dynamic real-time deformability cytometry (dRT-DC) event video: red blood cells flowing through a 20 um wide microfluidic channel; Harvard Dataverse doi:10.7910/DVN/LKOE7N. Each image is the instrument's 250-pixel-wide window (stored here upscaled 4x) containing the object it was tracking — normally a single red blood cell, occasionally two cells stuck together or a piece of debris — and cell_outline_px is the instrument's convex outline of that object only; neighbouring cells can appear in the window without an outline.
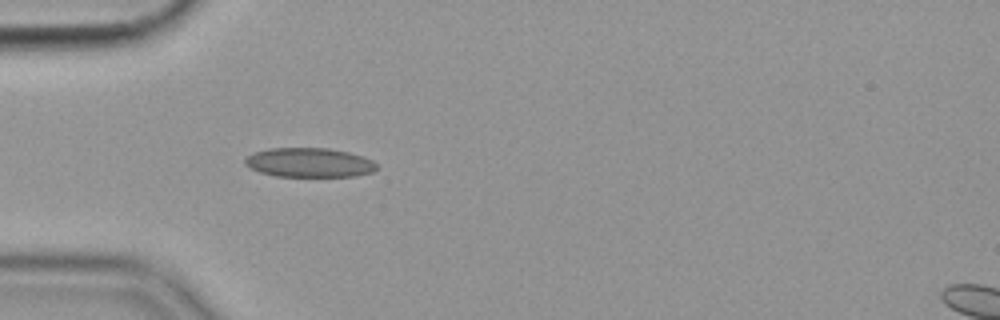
{"species": "common noctule bat (a hibernating species)", "species_latin": "Nyctalus noctula", "temperature_condition": "cold", "stored_images_in_passage": 40, "camera_frame_rate_fps": 3000, "um_per_image_px": 0.085, "animal": {"sex": "female", "body_mass_g": 19.9}, "frame": {"image": 1, "passage_image": 1, "time_ms": 0.0, "image_size_px": [1000, 320], "cell_outline_px": [[376, 168], [372, 172], [356, 176], [276, 176], [260, 172], [244, 164], [244, 160], [248, 156], [256, 152], [268, 148], [328, 148], [348, 152], [364, 156], [372, 160], [376, 164]], "centroid_in_image_um": [26.3, 13.81], "position_along_channel_um": 58.7, "area_um2": 22.37}}
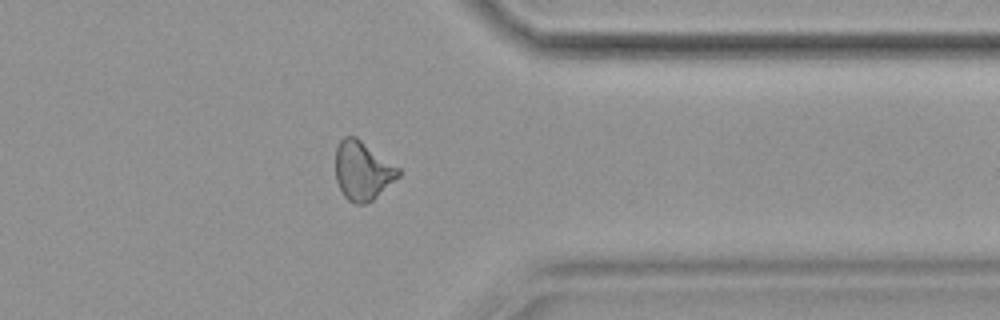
{"frame": {"image": 2, "passage_image": 29, "time_ms": 9.333, "image_size_px": [1000, 320], "cell_outline_px": [[400, 176], [372, 200], [364, 204], [356, 204], [348, 200], [344, 196], [336, 180], [336, 148], [340, 140], [344, 136], [356, 136], [400, 168]], "centroid_in_image_um": [30.82, 14.5], "position_along_channel_um": 380.6, "area_um2": 21.5}, "authors_computed_cell_mechanics": {"area_um2": 21.4149, "velocity_mm_per_s": 3.5747, "shape_relaxation_time_tau1_ms": null, "shape_relaxation_time_tau2_ms": 2.7425, "deformation_change_tau1": null, "deformation_change_tau2": 0.0933}}